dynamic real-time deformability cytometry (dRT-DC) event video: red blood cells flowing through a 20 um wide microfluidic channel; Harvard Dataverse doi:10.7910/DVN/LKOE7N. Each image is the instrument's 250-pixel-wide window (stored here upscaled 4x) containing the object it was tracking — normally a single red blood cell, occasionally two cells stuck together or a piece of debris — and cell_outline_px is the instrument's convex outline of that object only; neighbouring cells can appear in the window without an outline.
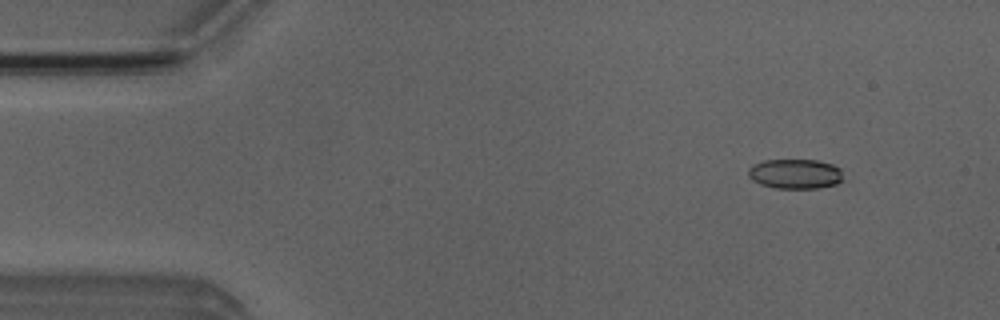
{"species": "Egyptian fruit bat (a non-hibernating species)", "species_latin": "Rousettus aegyptiacus", "temperature_condition": "room temperature", "stored_images_in_passage": 6, "camera_frame_rate_fps": 3000, "um_per_image_px": 0.085, "animal": {"sex": "male"}, "frame": {"image": 1, "passage_image": 2, "time_ms": 1.333, "image_size_px": [1000, 320], "cell_outline_px": [[844, 180], [836, 184], [816, 188], [776, 188], [760, 184], [752, 180], [748, 176], [748, 168], [752, 164], [764, 160], [816, 160], [832, 164], [840, 168]], "centroid_in_image_um": [67.58, 14.77], "position_along_channel_um": 17.4, "area_um2": 16.59}}